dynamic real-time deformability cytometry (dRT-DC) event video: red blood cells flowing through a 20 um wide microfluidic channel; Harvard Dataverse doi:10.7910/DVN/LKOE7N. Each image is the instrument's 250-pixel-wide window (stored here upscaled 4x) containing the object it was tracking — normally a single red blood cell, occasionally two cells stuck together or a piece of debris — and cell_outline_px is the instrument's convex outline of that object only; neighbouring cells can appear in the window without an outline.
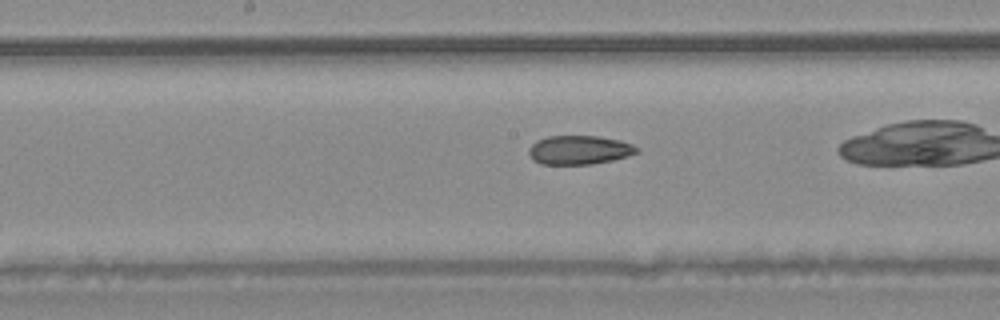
{"species": "common noctule bat (a hibernating species)", "species_latin": "Nyctalus noctula", "temperature_condition": "warm", "stored_images_in_passage": 32, "camera_frame_rate_fps": 3000, "um_per_image_px": 0.085, "animal": {"sex": "male", "body_mass_g": 20.4}, "frame": {"image": 1, "passage_image": 19, "time_ms": 6.0, "image_size_px": [1000, 320], "cell_outline_px": [[640, 152], [628, 156], [612, 160], [592, 164], [540, 164], [532, 160], [528, 152], [528, 148], [536, 140], [548, 136], [600, 136], [620, 140], [632, 144], [640, 148]], "centroid_in_image_um": [49.24, 12.74], "position_along_channel_um": 199.0, "area_um2": 18.44}}